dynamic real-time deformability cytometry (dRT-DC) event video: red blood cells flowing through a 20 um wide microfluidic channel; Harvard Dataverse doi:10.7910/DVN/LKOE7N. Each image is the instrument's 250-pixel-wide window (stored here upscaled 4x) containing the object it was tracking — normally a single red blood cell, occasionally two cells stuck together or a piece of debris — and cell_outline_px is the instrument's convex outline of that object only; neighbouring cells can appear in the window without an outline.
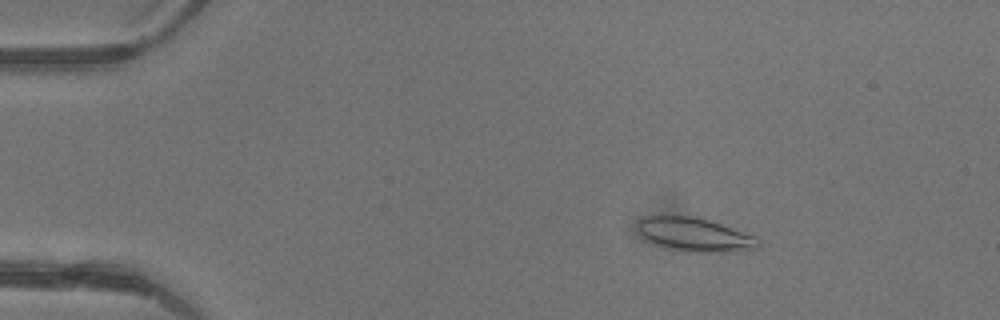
{"species": "common noctule bat (a hibernating species)", "species_latin": "Nyctalus noctula", "temperature_condition": "warm", "stored_images_in_passage": 4, "camera_frame_rate_fps": 3000, "um_per_image_px": 0.085, "animal": {"sex": "female"}, "frame": {"image": 1, "passage_image": 2, "time_ms": 0.333, "image_size_px": [1000, 320], "cell_outline_px": [[760, 244], [756, 248], [736, 252], [684, 252], [656, 244], [640, 236], [636, 228], [636, 224], [644, 216], [692, 216], [708, 220], [756, 236], [760, 240]], "centroid_in_image_um": [59.03, 19.95], "position_along_channel_um": 26.0, "area_um2": 23.76}}